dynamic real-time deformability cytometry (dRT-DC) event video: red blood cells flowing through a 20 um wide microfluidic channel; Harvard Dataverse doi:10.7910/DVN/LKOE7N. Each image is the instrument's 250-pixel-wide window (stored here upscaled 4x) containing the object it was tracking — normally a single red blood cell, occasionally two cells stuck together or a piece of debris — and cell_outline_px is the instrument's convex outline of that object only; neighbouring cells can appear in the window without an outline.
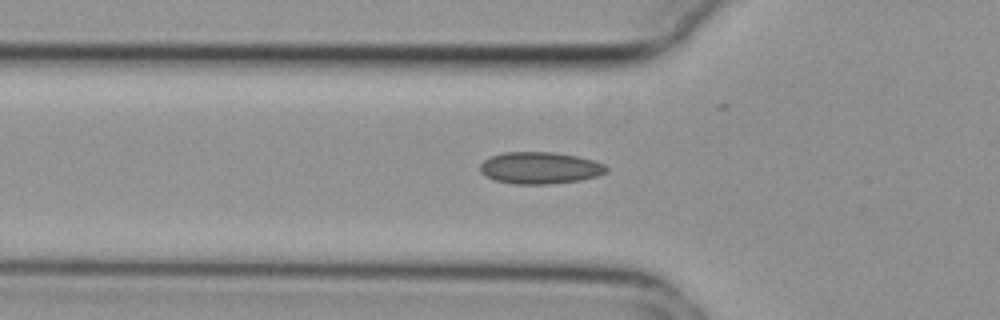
{"species": "common noctule bat (a hibernating species)", "species_latin": "Nyctalus noctula", "temperature_condition": "cold", "stored_images_in_passage": 41, "camera_frame_rate_fps": 3000, "um_per_image_px": 0.085, "animal": {"sex": "female", "body_mass_g": 29.2, "forearm_length_mm": 56.3}, "frame": {"image": 1, "passage_image": 11, "time_ms": 3.333, "image_size_px": [1000, 320], "cell_outline_px": [[608, 172], [596, 176], [580, 180], [552, 184], [516, 184], [496, 180], [484, 176], [480, 172], [480, 164], [484, 160], [492, 156], [504, 152], [552, 152], [576, 156], [592, 160], [604, 164], [608, 168]], "centroid_in_image_um": [45.89, 14.28], "position_along_channel_um": 79.9, "area_um2": 23.41}}
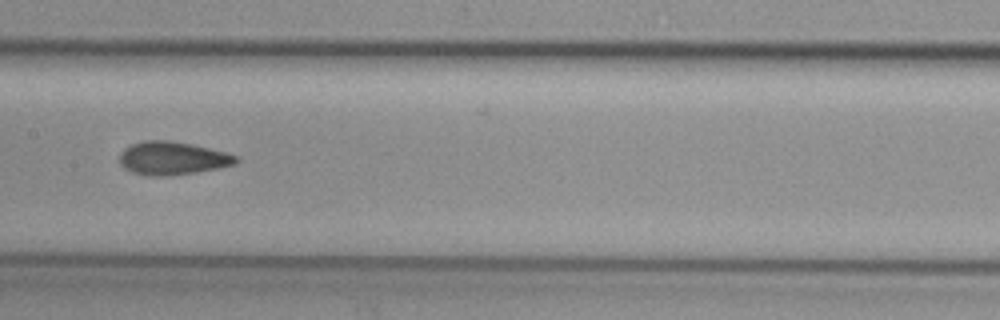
{"frame": {"image": 2, "passage_image": 20, "time_ms": 6.333, "image_size_px": [1000, 320], "cell_outline_px": [[240, 160], [236, 164], [220, 168], [196, 172], [164, 176], [148, 176], [132, 172], [124, 168], [120, 164], [120, 152], [124, 148], [132, 144], [144, 140], [168, 140], [192, 144], [240, 156]], "centroid_in_image_um": [14.67, 13.45], "position_along_channel_um": 192.7, "area_um2": 22.66}}
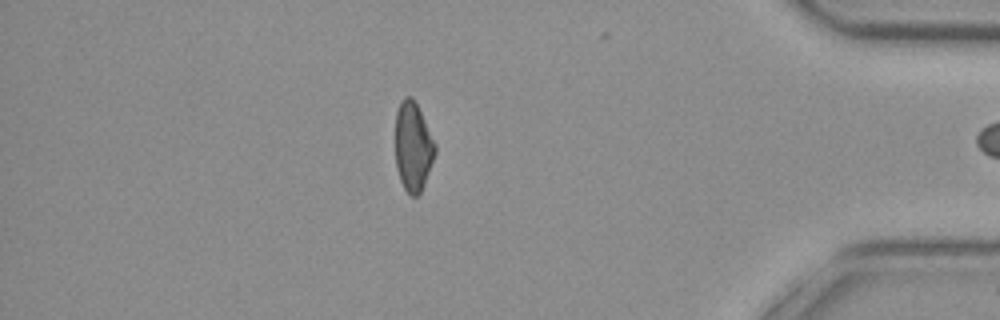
{"frame": {"image": 3, "passage_image": 40, "time_ms": 13.0, "image_size_px": [1000, 320], "cell_outline_px": [[436, 152], [424, 184], [420, 192], [416, 196], [412, 196], [404, 188], [400, 180], [396, 168], [396, 112], [400, 100], [404, 96], [412, 96], [436, 144]], "centroid_in_image_um": [35.1, 12.45], "position_along_channel_um": 400.1, "area_um2": 20.46}}